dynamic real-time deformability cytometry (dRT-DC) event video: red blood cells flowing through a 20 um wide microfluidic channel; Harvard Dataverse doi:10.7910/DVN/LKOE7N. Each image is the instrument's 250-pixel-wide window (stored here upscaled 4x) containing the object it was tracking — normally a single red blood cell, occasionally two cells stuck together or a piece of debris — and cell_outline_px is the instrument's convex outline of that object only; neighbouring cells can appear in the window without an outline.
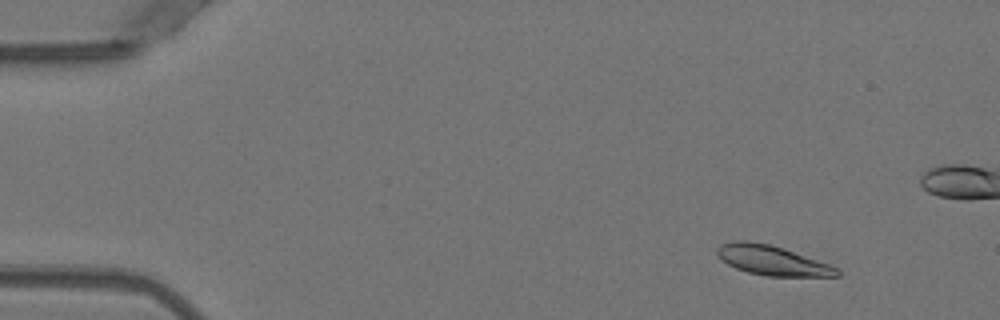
{"species": "Egyptian fruit bat (a non-hibernating species)", "species_latin": "Rousettus aegyptiacus", "temperature_condition": "warm", "stored_images_in_passage": 48, "camera_frame_rate_fps": 3000, "um_per_image_px": 0.085, "animal": {"sex": "female"}, "frame": {"image": 1, "passage_image": 1, "time_ms": 0.0, "image_size_px": [1000, 320], "cell_outline_px": [[840, 276], [768, 276], [748, 272], [736, 268], [720, 260], [716, 256], [716, 248], [720, 244], [732, 240], [748, 240], [768, 244], [840, 268]], "centroid_in_image_um": [65.56, 22.13], "position_along_channel_um": 19.4, "area_um2": 20.58}}
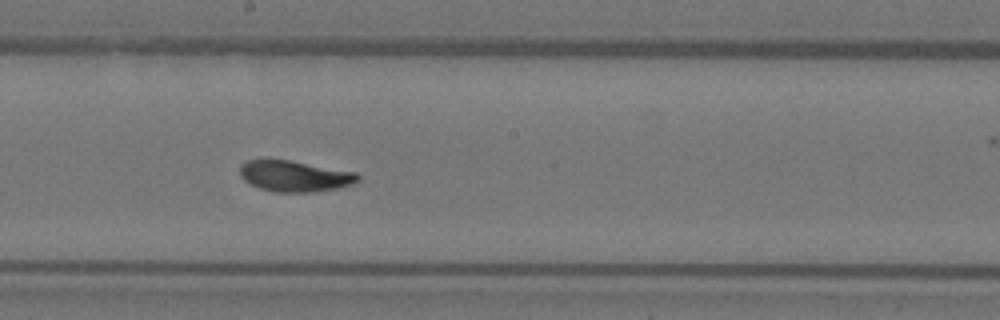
{"frame": {"image": 2, "passage_image": 24, "time_ms": 7.667, "image_size_px": [1000, 320], "cell_outline_px": [[360, 180], [352, 184], [340, 188], [316, 192], [276, 192], [260, 188], [244, 180], [240, 176], [240, 164], [248, 160], [268, 156], [356, 172], [360, 176]], "centroid_in_image_um": [25.02, 14.93], "position_along_channel_um": 223.2, "area_um2": 21.96}}
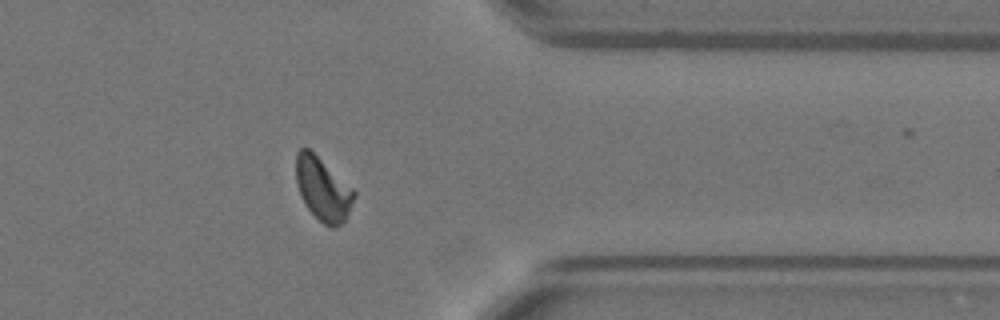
{"frame": {"image": 3, "passage_image": 37, "time_ms": 12.0, "image_size_px": [1000, 320], "cell_outline_px": [[356, 196], [344, 220], [340, 224], [332, 228], [324, 224], [308, 208], [296, 184], [296, 152], [300, 148], [308, 148], [352, 188], [356, 192]], "centroid_in_image_um": [27.43, 16.06], "position_along_channel_um": 384.0, "area_um2": 20.75}, "authors_computed_cell_mechanics": {"area_um2": 21.3282, "velocity_mm_per_s": 3.9722, "shape_relaxation_time_tau1_ms": 3.3358, "shape_relaxation_time_tau2_ms": 1.2193, "deformation_change_tau1": 0.1728, "deformation_change_tau2": 0.0735}}